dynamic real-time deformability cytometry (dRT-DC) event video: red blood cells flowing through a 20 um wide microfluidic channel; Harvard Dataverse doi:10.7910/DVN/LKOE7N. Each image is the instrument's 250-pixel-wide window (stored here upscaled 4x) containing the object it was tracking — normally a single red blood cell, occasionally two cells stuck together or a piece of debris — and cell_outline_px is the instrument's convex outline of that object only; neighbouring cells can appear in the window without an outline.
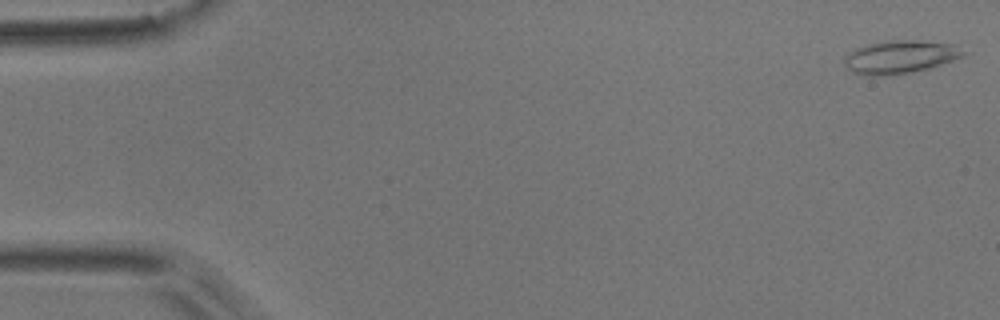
{"species": "common noctule bat (a hibernating species)", "species_latin": "Nyctalus noctula", "temperature_condition": "room temperature", "stored_images_in_passage": 5, "camera_frame_rate_fps": 3000, "um_per_image_px": 0.085, "animal": {"sex": "male", "body_mass_g": 17.9}, "frame": {"image": 1, "passage_image": 1, "time_ms": 0.0, "image_size_px": [1000, 320], "cell_outline_px": [[968, 52], [964, 56], [928, 68], [912, 72], [892, 76], [868, 76], [852, 72], [844, 68], [844, 56], [848, 52], [856, 48], [868, 44], [888, 40], [920, 40], [956, 44]], "centroid_in_image_um": [76.49, 4.84], "position_along_channel_um": 8.5, "area_um2": 23.41}}
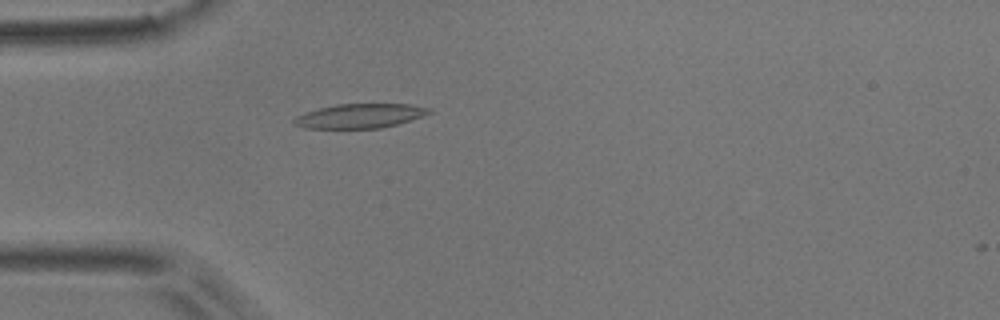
{"frame": {"image": 2, "passage_image": 5, "time_ms": 1.333, "image_size_px": [1000, 320], "cell_outline_px": [[432, 112], [396, 124], [380, 128], [304, 128], [292, 124], [292, 120], [296, 116], [304, 112], [336, 104], [412, 104], [432, 108]], "centroid_in_image_um": [30.54, 9.85], "position_along_channel_um": 54.5, "area_um2": 19.07}}